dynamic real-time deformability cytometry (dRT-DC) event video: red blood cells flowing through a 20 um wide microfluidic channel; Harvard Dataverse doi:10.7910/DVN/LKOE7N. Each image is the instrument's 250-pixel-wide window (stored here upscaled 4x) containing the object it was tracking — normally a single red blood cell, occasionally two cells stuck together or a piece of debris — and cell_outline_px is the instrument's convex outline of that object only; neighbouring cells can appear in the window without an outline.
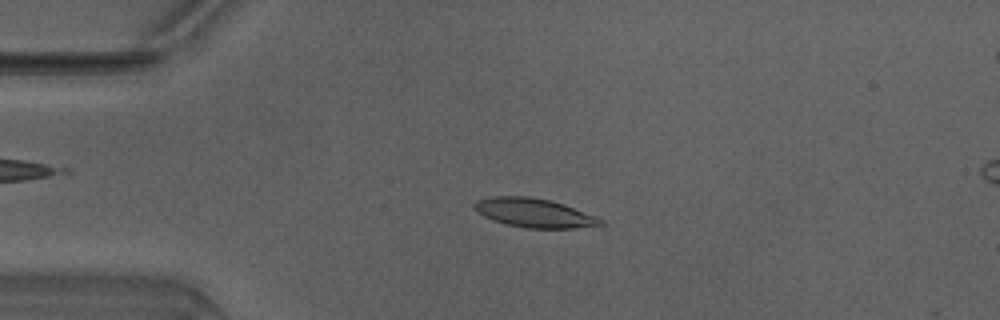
{"species": "Egyptian fruit bat (a non-hibernating species)", "species_latin": "Rousettus aegyptiacus", "temperature_condition": "warm", "stored_images_in_passage": 14, "camera_frame_rate_fps": 3000, "um_per_image_px": 0.085, "animal": {"sex": "male"}, "frame": {"image": 1, "passage_image": 11, "time_ms": 3.333, "image_size_px": [1000, 320], "cell_outline_px": [[604, 224], [572, 228], [524, 228], [492, 220], [476, 212], [472, 208], [472, 204], [476, 200], [492, 196], [528, 196], [552, 200], [564, 204], [596, 216], [604, 220]], "centroid_in_image_um": [45.36, 18.08], "position_along_channel_um": 39.6, "area_um2": 21.44}}